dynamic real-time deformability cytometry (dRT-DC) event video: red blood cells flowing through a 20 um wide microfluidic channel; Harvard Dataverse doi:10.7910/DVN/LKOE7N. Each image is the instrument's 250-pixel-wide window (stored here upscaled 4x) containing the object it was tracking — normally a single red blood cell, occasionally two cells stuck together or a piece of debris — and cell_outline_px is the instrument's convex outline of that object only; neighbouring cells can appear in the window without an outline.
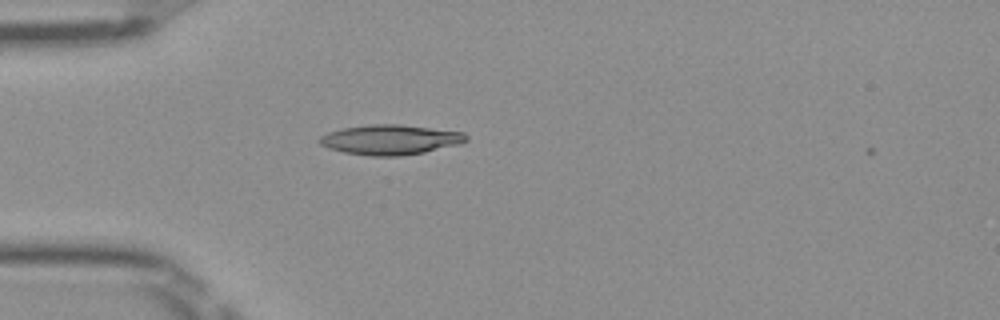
{"species": "Egyptian fruit bat (a non-hibernating species)", "species_latin": "Rousettus aegyptiacus", "temperature_condition": "room temperature", "stored_images_in_passage": 40, "camera_frame_rate_fps": 3000, "um_per_image_px": 0.085, "frame": {"image": 1, "passage_image": 3, "time_ms": 0.667, "image_size_px": [1000, 320], "cell_outline_px": [[468, 140], [460, 144], [424, 152], [400, 156], [372, 156], [344, 152], [328, 148], [320, 144], [316, 140], [320, 136], [328, 132], [344, 128], [372, 124], [400, 124], [464, 132], [468, 136]], "centroid_in_image_um": [33.18, 11.87], "position_along_channel_um": 51.8, "area_um2": 25.61}}
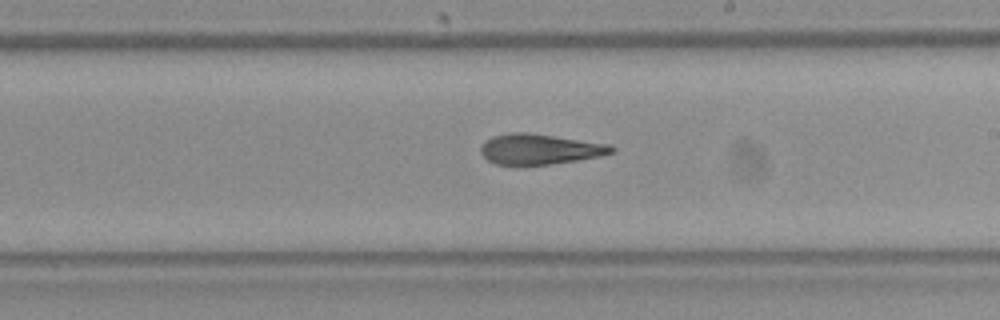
{"frame": {"image": 2, "passage_image": 18, "time_ms": 5.667, "image_size_px": [1000, 320], "cell_outline_px": [[616, 148], [612, 152], [600, 156], [576, 160], [520, 168], [496, 164], [488, 160], [480, 152], [480, 144], [484, 140], [492, 136], [508, 132], [524, 132], [612, 144]], "centroid_in_image_um": [45.8, 12.7], "position_along_channel_um": 243.2, "area_um2": 23.81}}
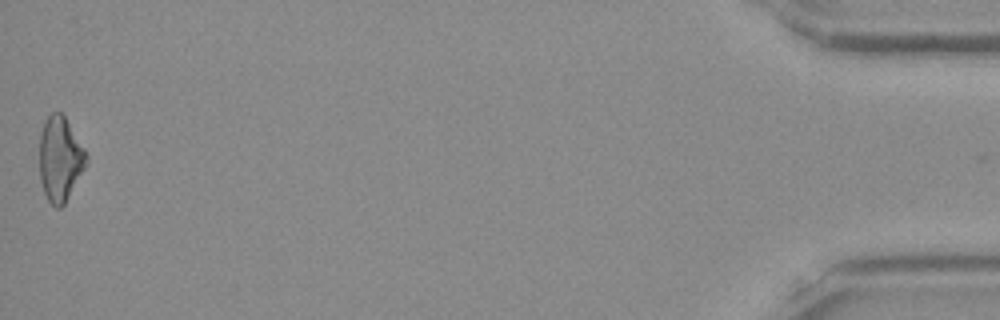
{"frame": {"image": 3, "passage_image": 39, "time_ms": 12.667, "image_size_px": [1000, 320], "cell_outline_px": [[88, 164], [64, 204], [60, 208], [56, 208], [48, 200], [44, 192], [40, 180], [40, 132], [44, 120], [52, 112], [60, 112], [64, 116], [84, 148], [88, 156]], "centroid_in_image_um": [5.11, 13.51], "position_along_channel_um": 430.1, "area_um2": 23.12}, "authors_computed_cell_mechanics": {"area_um2": 23.4379, "velocity_mm_per_s": 4.0269, "shape_relaxation_time_tau1_ms": 6.6082, "shape_relaxation_time_tau2_ms": 4.0309, "deformation_change_tau1": 0.1727, "deformation_change_tau2": 0.1269}}